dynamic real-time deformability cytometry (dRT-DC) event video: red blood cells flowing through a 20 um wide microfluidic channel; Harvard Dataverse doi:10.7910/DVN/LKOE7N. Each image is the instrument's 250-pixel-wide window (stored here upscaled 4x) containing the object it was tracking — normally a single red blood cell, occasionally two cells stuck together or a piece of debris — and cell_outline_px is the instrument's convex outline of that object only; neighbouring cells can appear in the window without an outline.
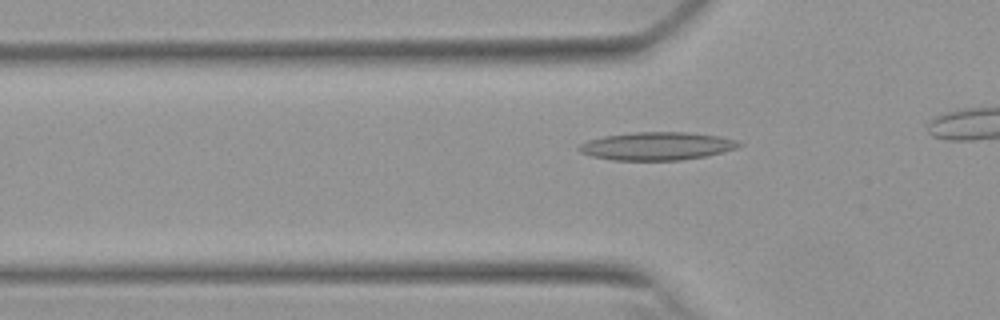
{"species": "Egyptian fruit bat (a non-hibernating species)", "species_latin": "Rousettus aegyptiacus", "temperature_condition": "warm", "stored_images_in_passage": 32, "camera_frame_rate_fps": 3000, "um_per_image_px": 0.085, "animal": {"sex": "female"}, "frame": {"image": 1, "passage_image": 6, "time_ms": 1.667, "image_size_px": [1000, 320], "cell_outline_px": [[744, 144], [736, 148], [708, 156], [680, 160], [612, 160], [592, 156], [580, 152], [576, 148], [580, 144], [588, 140], [604, 136], [632, 132], [688, 132], [720, 136], [736, 140]], "centroid_in_image_um": [55.84, 12.41], "position_along_channel_um": 70.0, "area_um2": 26.24}}
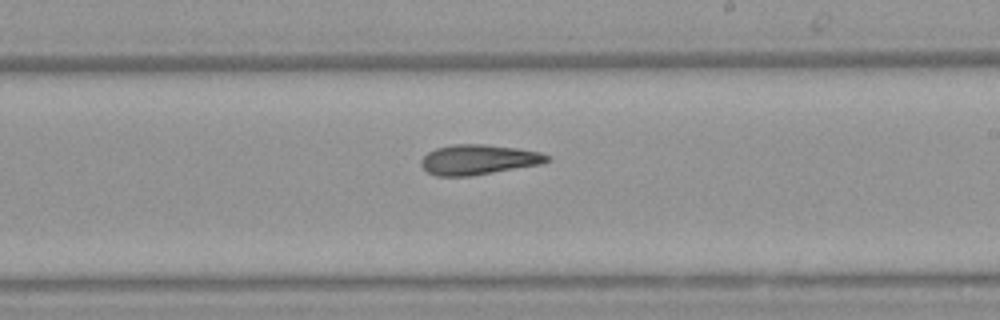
{"frame": {"image": 2, "passage_image": 20, "time_ms": 6.333, "image_size_px": [1000, 320], "cell_outline_px": [[552, 160], [540, 164], [468, 176], [436, 176], [428, 172], [420, 164], [420, 160], [428, 152], [436, 148], [452, 144], [484, 144], [516, 148], [540, 152], [552, 156]], "centroid_in_image_um": [40.67, 13.56], "position_along_channel_um": 248.3, "area_um2": 21.96}}
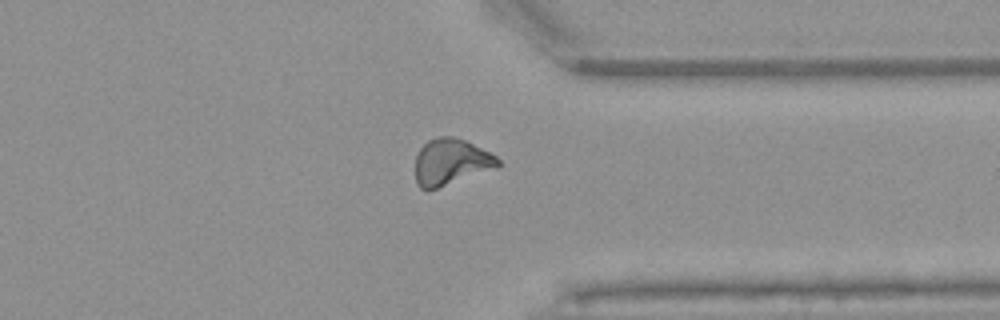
{"frame": {"image": 3, "passage_image": 30, "time_ms": 9.667, "image_size_px": [1000, 320], "cell_outline_px": [[500, 168], [428, 192], [420, 188], [416, 184], [416, 156], [420, 148], [428, 140], [436, 136], [452, 136], [464, 140], [496, 156], [500, 160]], "centroid_in_image_um": [38.33, 13.81], "position_along_channel_um": 373.1, "area_um2": 22.83}}